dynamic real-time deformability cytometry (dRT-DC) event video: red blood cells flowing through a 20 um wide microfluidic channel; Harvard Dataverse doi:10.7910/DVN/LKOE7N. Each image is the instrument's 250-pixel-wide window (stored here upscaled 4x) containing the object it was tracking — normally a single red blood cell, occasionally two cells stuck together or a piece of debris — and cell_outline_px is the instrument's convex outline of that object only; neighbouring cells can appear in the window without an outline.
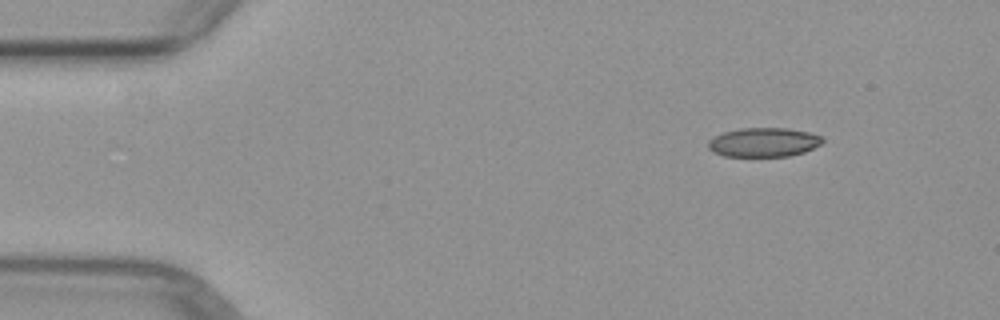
{"species": "common noctule bat (a hibernating species)", "species_latin": "Nyctalus noctula", "temperature_condition": "warm", "stored_images_in_passage": 3, "camera_frame_rate_fps": 3000, "um_per_image_px": 0.085, "animal": {"sex": "female", "body_mass_g": 29.2, "forearm_length_mm": 56.3}, "frame": {"image": 1, "passage_image": 1, "time_ms": 0.0, "image_size_px": [1000, 320], "cell_outline_px": [[824, 140], [820, 144], [804, 152], [788, 156], [724, 156], [712, 152], [708, 148], [708, 140], [724, 132], [740, 128], [788, 128], [808, 132], [820, 136]], "centroid_in_image_um": [64.88, 12.09], "position_along_channel_um": 20.1, "area_um2": 19.31}}